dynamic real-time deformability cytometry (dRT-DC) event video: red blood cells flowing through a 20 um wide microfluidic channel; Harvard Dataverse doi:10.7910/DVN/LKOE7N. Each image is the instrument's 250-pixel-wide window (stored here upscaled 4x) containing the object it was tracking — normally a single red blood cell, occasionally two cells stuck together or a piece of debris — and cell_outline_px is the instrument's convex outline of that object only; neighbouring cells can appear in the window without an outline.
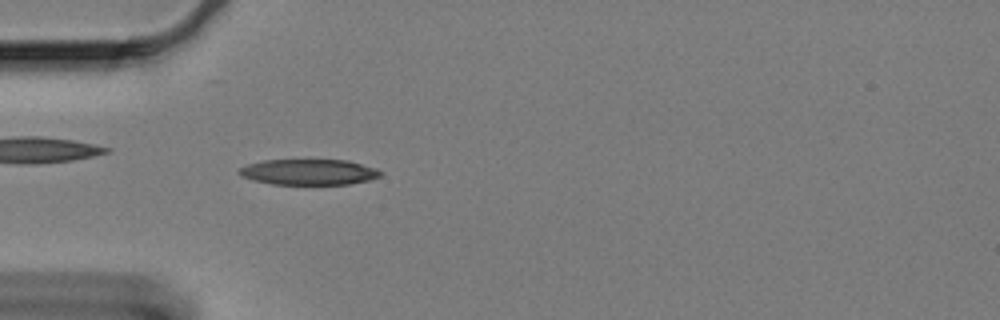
{"species": "Egyptian fruit bat (a non-hibernating species)", "species_latin": "Rousettus aegyptiacus", "temperature_condition": "cold", "stored_images_in_passage": 49, "camera_frame_rate_fps": 3000, "um_per_image_px": 0.085, "animal": {"sex": "female"}, "frame": {"image": 1, "passage_image": 6, "time_ms": 1.667, "image_size_px": [1000, 320], "cell_outline_px": [[384, 172], [380, 176], [368, 180], [348, 184], [272, 184], [252, 180], [240, 176], [236, 172], [240, 168], [248, 164], [264, 160], [348, 160], [376, 168]], "centroid_in_image_um": [26.23, 14.62], "position_along_channel_um": 58.8, "area_um2": 21.21}}
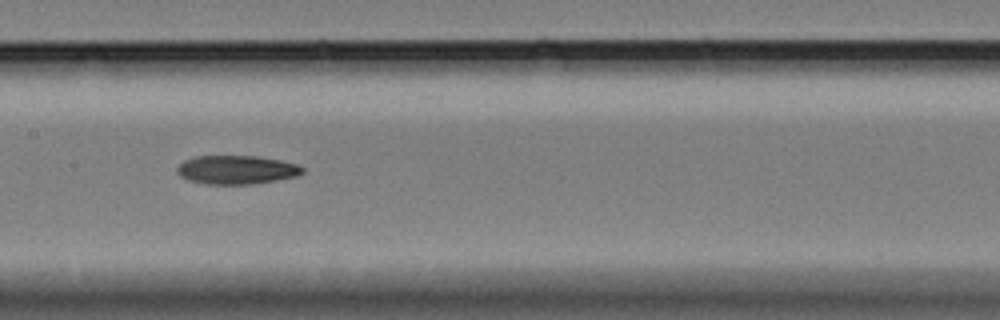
{"frame": {"image": 2, "passage_image": 18, "time_ms": 5.667, "image_size_px": [1000, 320], "cell_outline_px": [[304, 172], [296, 176], [276, 180], [248, 184], [204, 184], [188, 180], [180, 176], [176, 172], [176, 168], [184, 160], [196, 156], [256, 156], [280, 160], [296, 164], [304, 168]], "centroid_in_image_um": [20.07, 14.43], "position_along_channel_um": 187.3, "area_um2": 20.92}}
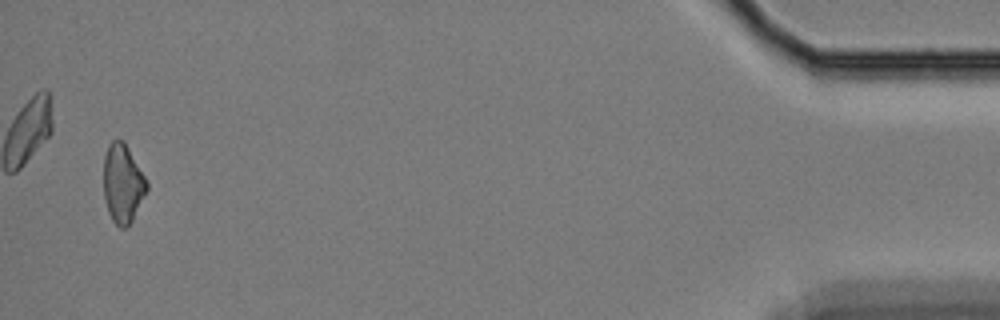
{"frame": {"image": 3, "passage_image": 47, "time_ms": 15.333, "image_size_px": [1000, 320], "cell_outline_px": [[148, 188], [132, 220], [124, 228], [120, 228], [112, 220], [108, 212], [104, 196], [104, 156], [108, 144], [112, 140], [124, 140], [144, 176], [148, 184]], "centroid_in_image_um": [10.41, 15.58], "position_along_channel_um": 424.8, "area_um2": 19.59}}